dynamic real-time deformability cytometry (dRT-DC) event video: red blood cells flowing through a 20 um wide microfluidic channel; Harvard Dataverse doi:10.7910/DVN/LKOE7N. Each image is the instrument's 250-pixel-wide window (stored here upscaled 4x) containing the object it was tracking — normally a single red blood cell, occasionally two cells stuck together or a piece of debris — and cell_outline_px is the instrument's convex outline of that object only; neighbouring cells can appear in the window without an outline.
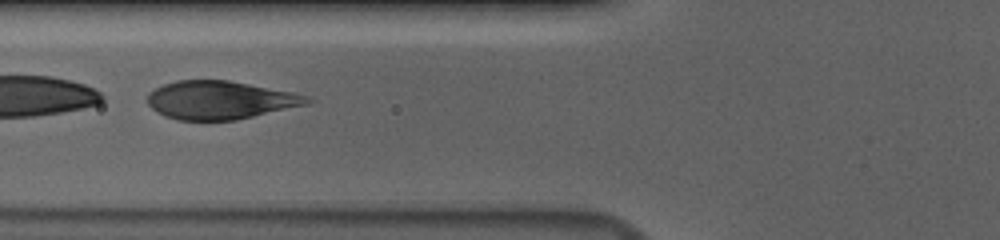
{"species": "human", "species_latin": "Homo sapiens", "temperature_condition": "cold", "stored_images_in_passage": 43, "segment_of_instrument_passage": [2, 2], "camera_frame_rate_fps": 3000, "um_per_image_px": 0.085, "donor": {"sex": "male"}, "frame": {"image": 1, "passage_image": 23, "time_ms": 7.333, "image_size_px": [1000, 240], "cell_outline_px": [[316, 100], [308, 104], [236, 120], [176, 120], [164, 116], [156, 112], [148, 104], [148, 92], [164, 84], [176, 80], [228, 80], [292, 92], [312, 96]], "centroid_in_image_um": [18.73, 8.51], "position_along_channel_um": 107.1, "area_um2": 35.72}}
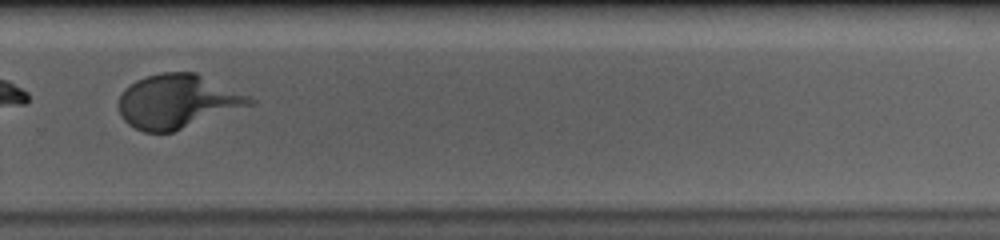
{"frame": {"image": 2, "passage_image": 40, "time_ms": 13.0, "image_size_px": [1000, 240], "cell_outline_px": [[256, 104], [172, 132], [144, 132], [128, 124], [120, 116], [120, 96], [124, 88], [136, 80], [148, 76], [164, 72], [196, 72], [248, 96], [256, 100]], "centroid_in_image_um": [15.09, 8.62], "position_along_channel_um": 314.7, "area_um2": 40.92}}